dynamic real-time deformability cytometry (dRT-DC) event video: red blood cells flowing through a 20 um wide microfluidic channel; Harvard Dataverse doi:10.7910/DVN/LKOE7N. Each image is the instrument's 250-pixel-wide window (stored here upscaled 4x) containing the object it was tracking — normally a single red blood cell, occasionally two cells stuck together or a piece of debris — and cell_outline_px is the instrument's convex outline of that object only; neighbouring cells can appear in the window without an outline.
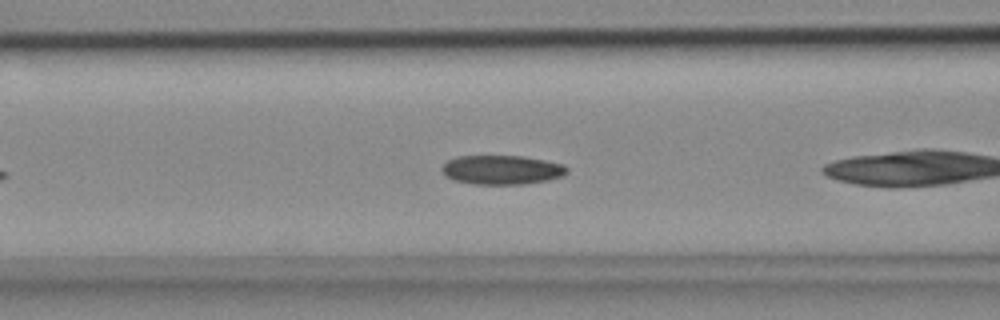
{"species": "common noctule bat (a hibernating species)", "species_latin": "Nyctalus noctula", "temperature_condition": "cold", "stored_images_in_passage": 8, "camera_frame_rate_fps": 3000, "um_per_image_px": 0.085, "animal": {"sex": "female", "body_mass_g": 18.4}, "frame": {"image": 1, "passage_image": 6, "time_ms": 1.667, "image_size_px": [1000, 320], "cell_outline_px": [[568, 172], [564, 176], [548, 180], [524, 184], [472, 184], [452, 180], [444, 176], [440, 168], [448, 160], [456, 156], [524, 156], [564, 164], [568, 168]], "centroid_in_image_um": [42.64, 14.44], "position_along_channel_um": 124.0, "area_um2": 21.56}}